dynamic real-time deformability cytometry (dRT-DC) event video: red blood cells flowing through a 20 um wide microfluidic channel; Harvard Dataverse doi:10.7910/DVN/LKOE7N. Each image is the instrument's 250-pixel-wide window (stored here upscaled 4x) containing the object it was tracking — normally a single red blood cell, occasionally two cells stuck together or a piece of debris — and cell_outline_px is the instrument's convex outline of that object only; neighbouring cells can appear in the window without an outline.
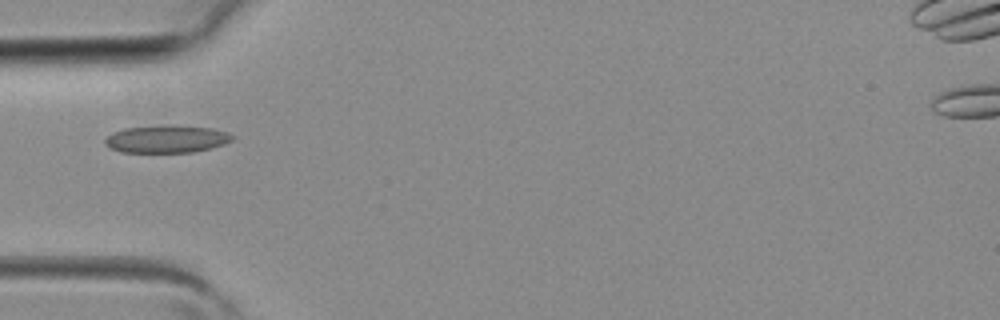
{"species": "common noctule bat (a hibernating species)", "species_latin": "Nyctalus noctula", "temperature_condition": "room temperature", "stored_images_in_passage": 1, "camera_frame_rate_fps": 3000, "um_per_image_px": 0.085, "animal": {"sex": "female", "body_mass_g": 19.3, "forearm_length_mm": 54.1}, "frame": {"image": 1, "passage_image": 1, "time_ms": 0.0, "image_size_px": [1000, 320], "cell_outline_px": [[236, 136], [232, 140], [224, 144], [212, 148], [192, 152], [120, 152], [104, 144], [104, 140], [112, 132], [124, 128], [172, 124], [212, 128], [228, 132]], "centroid_in_image_um": [14.19, 11.8], "position_along_channel_um": 70.8, "area_um2": 20.69}}